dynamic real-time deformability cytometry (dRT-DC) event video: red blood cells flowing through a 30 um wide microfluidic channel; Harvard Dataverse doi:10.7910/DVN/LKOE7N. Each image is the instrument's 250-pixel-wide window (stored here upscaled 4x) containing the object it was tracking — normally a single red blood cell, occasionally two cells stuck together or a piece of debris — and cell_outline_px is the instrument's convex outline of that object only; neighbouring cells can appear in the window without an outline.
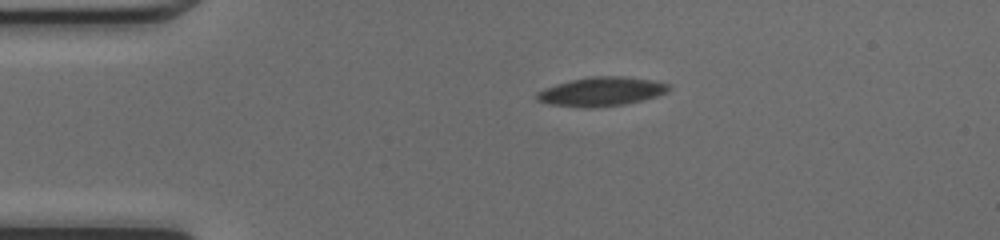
{"species": "common noctule bat (a hibernating species)", "species_latin": "Nyctalus noctula", "temperature_condition": "cold", "stored_images_in_passage": 41, "camera_frame_rate_fps": 3000, "um_per_image_px": 0.085, "animal": {"sex": "female", "body_mass_g": 17.0, "forearm_length_mm": 48.0}, "frame": {"image": 1, "passage_image": 1, "time_ms": 0.0, "image_size_px": [1000, 240], "cell_outline_px": [[672, 88], [668, 92], [656, 96], [624, 104], [596, 108], [584, 108], [548, 104], [536, 100], [536, 92], [544, 88], [556, 84], [572, 80], [592, 76], [624, 76], [652, 80], [668, 84]], "centroid_in_image_um": [51.09, 7.79], "position_along_channel_um": 33.9, "area_um2": 22.37}}
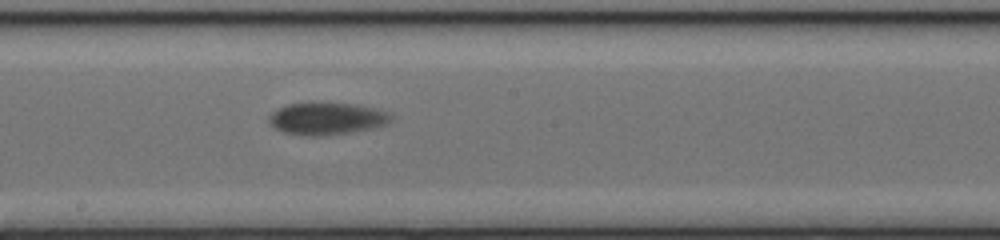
{"frame": {"image": 2, "passage_image": 18, "time_ms": 5.667, "image_size_px": [1000, 240], "cell_outline_px": [[392, 120], [384, 124], [372, 128], [348, 132], [320, 136], [308, 136], [284, 132], [276, 128], [268, 120], [268, 116], [272, 112], [288, 104], [312, 100], [356, 104], [388, 112], [392, 116]], "centroid_in_image_um": [27.74, 10.04], "position_along_channel_um": 220.5, "area_um2": 23.18}}
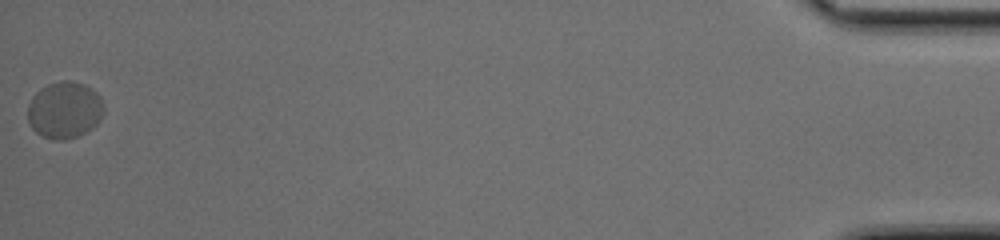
{"frame": {"image": 3, "passage_image": 41, "time_ms": 13.333, "image_size_px": [1000, 240], "cell_outline_px": [[104, 112], [100, 120], [92, 128], [76, 136], [64, 140], [56, 140], [44, 136], [36, 132], [32, 128], [28, 120], [28, 104], [32, 96], [36, 92], [48, 84], [60, 80], [72, 80], [84, 84], [92, 88], [100, 96], [104, 108]], "centroid_in_image_um": [5.49, 9.33], "position_along_channel_um": 429.7, "area_um2": 25.26}, "authors_computed_cell_mechanics": {"area_um2": 22.4842, "velocity_mm_per_s": 4.0775, "shape_relaxation_time_tau1_ms": 2.787, "shape_relaxation_time_tau2_ms": null, "deformation_change_tau1": 0.0808, "deformation_change_tau2": null}}